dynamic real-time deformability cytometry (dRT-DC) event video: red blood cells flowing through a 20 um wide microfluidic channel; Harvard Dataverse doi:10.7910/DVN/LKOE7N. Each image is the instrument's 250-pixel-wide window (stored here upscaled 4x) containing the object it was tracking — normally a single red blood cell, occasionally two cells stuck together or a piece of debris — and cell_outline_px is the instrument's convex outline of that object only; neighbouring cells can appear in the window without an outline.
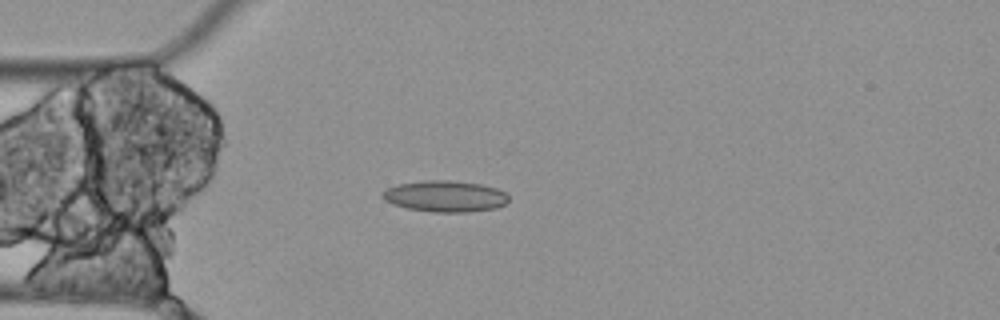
{"species": "Egyptian fruit bat (a non-hibernating species)", "species_latin": "Rousettus aegyptiacus", "temperature_condition": "cold", "stored_images_in_passage": 5, "camera_frame_rate_fps": 3000, "um_per_image_px": 0.085, "animal": {"sex": "female"}, "frame": {"image": 1, "passage_image": 5, "time_ms": 1.333, "image_size_px": [1000, 320], "cell_outline_px": [[508, 200], [504, 204], [496, 208], [468, 212], [432, 212], [408, 208], [392, 204], [384, 200], [380, 196], [380, 192], [396, 184], [424, 180], [448, 180], [480, 184], [496, 188], [504, 192], [508, 196]], "centroid_in_image_um": [37.78, 16.68], "position_along_channel_um": 47.2, "area_um2": 23.06}}